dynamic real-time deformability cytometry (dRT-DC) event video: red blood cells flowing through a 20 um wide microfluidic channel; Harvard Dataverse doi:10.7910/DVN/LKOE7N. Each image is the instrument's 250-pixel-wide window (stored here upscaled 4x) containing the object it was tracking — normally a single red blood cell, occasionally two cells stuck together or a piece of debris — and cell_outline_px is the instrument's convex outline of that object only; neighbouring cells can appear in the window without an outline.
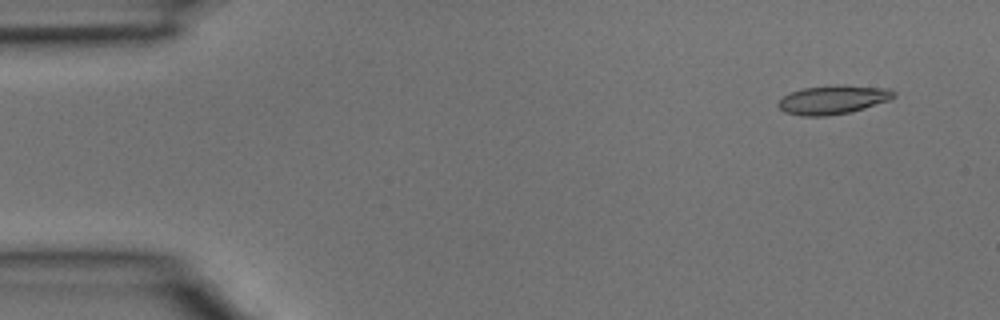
{"species": "common noctule bat (a hibernating species)", "species_latin": "Nyctalus noctula", "temperature_condition": "room temperature", "stored_images_in_passage": 4, "camera_frame_rate_fps": 3000, "um_per_image_px": 0.085, "animal": {"sex": "male", "body_mass_g": 15.6}, "frame": {"image": 1, "passage_image": 1, "time_ms": 0.0, "image_size_px": [1000, 320], "cell_outline_px": [[896, 96], [888, 100], [864, 108], [848, 112], [828, 116], [800, 116], [784, 112], [776, 104], [784, 96], [792, 92], [804, 88], [836, 84], [892, 88], [896, 92]], "centroid_in_image_um": [70.83, 8.46], "position_along_channel_um": 14.2, "area_um2": 19.48}}
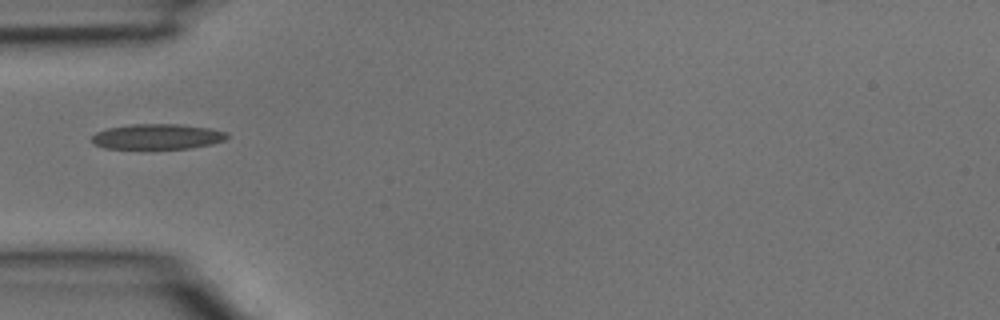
{"frame": {"image": 2, "passage_image": 4, "time_ms": 1.0, "image_size_px": [1000, 320], "cell_outline_px": [[228, 136], [224, 140], [212, 144], [188, 148], [104, 148], [96, 144], [92, 140], [92, 136], [96, 132], [108, 128], [132, 124], [180, 124], [208, 128], [228, 132]], "centroid_in_image_um": [13.39, 11.6], "position_along_channel_um": 71.6, "area_um2": 19.71}}